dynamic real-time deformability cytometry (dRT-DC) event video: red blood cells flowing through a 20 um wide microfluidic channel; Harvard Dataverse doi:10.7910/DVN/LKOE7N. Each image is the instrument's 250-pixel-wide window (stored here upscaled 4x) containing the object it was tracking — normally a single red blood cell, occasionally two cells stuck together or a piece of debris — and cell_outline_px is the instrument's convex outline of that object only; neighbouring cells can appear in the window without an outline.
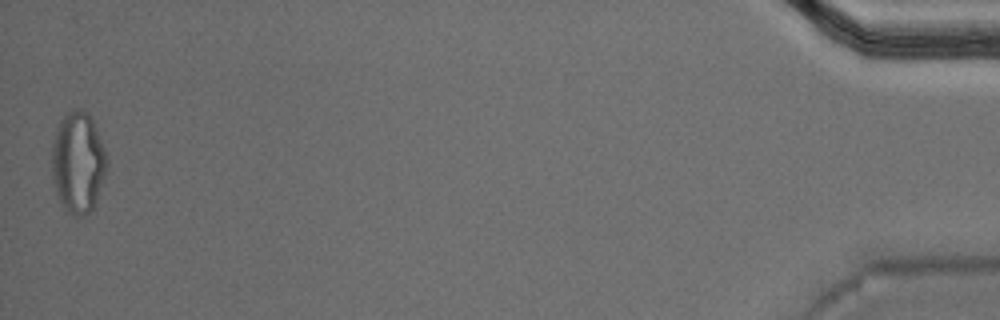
{"species": "Egyptian fruit bat (a non-hibernating species)", "species_latin": "Rousettus aegyptiacus", "temperature_condition": "warm", "stored_images_in_passage": 53, "segment_of_instrument_passage": [2, 2], "camera_frame_rate_fps": 3000, "um_per_image_px": 0.085, "animal": {"sex": "male"}, "frame": {"image": 1, "passage_image": 53, "time_ms": 17.333, "image_size_px": [1000, 320], "cell_outline_px": [[108, 168], [96, 200], [92, 208], [84, 216], [76, 216], [64, 212], [60, 204], [52, 180], [52, 144], [60, 120], [68, 112], [80, 108], [88, 112], [96, 128], [104, 148], [108, 160]], "centroid_in_image_um": [6.63, 13.84], "position_along_channel_um": 428.6, "area_um2": 32.66}}